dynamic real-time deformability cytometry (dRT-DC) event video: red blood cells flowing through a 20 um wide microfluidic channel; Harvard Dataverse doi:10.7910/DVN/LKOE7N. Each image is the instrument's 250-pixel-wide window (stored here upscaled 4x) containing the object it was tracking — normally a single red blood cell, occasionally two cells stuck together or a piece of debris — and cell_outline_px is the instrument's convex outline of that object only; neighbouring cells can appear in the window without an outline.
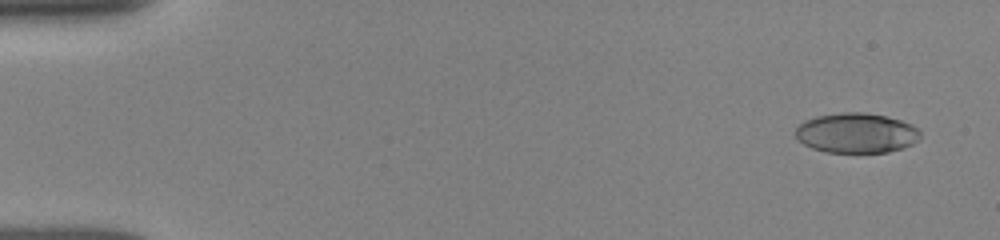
{"species": "human", "species_latin": "Homo sapiens", "temperature_condition": "room temperature", "stored_images_in_passage": 52, "camera_frame_rate_fps": 3000, "um_per_image_px": 0.085, "donor": {"sex": "female"}, "frame": {"image": 1, "passage_image": 3, "time_ms": 0.667, "image_size_px": [1000, 240], "cell_outline_px": [[920, 140], [904, 148], [888, 152], [824, 152], [812, 148], [796, 140], [796, 128], [804, 120], [816, 116], [840, 112], [864, 112], [884, 116], [900, 120], [912, 124], [920, 132]], "centroid_in_image_um": [72.78, 11.31], "position_along_channel_um": 12.2, "area_um2": 29.25}}
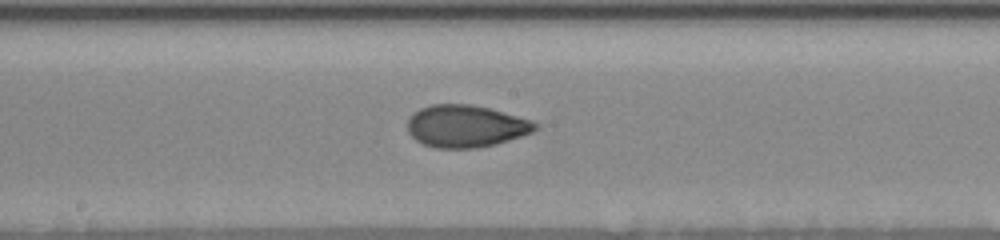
{"frame": {"image": 2, "passage_image": 28, "time_ms": 9.0, "image_size_px": [1000, 240], "cell_outline_px": [[536, 128], [532, 132], [496, 144], [476, 148], [436, 148], [424, 144], [416, 140], [408, 132], [408, 120], [420, 108], [432, 104], [472, 104], [488, 108], [532, 120], [536, 124]], "centroid_in_image_um": [39.58, 10.72], "position_along_channel_um": 208.6, "area_um2": 31.1}}
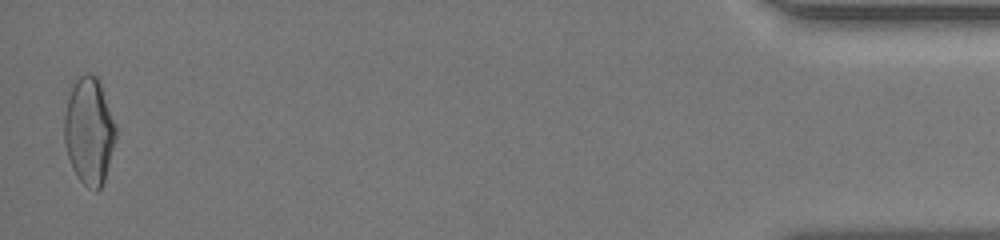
{"frame": {"image": 3, "passage_image": 51, "time_ms": 16.667, "image_size_px": [1000, 240], "cell_outline_px": [[116, 140], [104, 180], [100, 188], [96, 192], [88, 188], [80, 180], [72, 168], [68, 156], [64, 140], [64, 116], [68, 96], [76, 80], [84, 72], [92, 72], [100, 80], [116, 124]], "centroid_in_image_um": [7.59, 11.11], "position_along_channel_um": 427.6, "area_um2": 32.43}, "authors_computed_cell_mechanics": {"area_um2": 30.5762, "velocity_mm_per_s": 3.9485, "shape_relaxation_time_tau1_ms": 5.5415, "shape_relaxation_time_tau2_ms": 1.2203, "deformation_change_tau1": 0.1941, "deformation_change_tau2": 0.0497}}